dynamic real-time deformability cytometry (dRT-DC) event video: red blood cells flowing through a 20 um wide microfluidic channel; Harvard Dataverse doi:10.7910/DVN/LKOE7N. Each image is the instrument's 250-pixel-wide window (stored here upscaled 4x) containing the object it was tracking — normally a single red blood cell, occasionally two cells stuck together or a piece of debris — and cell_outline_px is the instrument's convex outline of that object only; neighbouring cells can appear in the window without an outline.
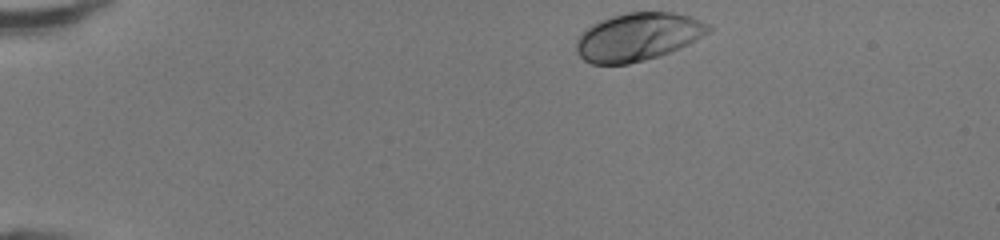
{"species": "human", "species_latin": "Homo sapiens", "temperature_condition": "room temperature", "stored_images_in_passage": 40, "camera_frame_rate_fps": 3000, "um_per_image_px": 0.085, "donor": {"sex": "female"}, "frame": {"image": 1, "passage_image": 1, "time_ms": 0.0, "image_size_px": [1000, 240], "cell_outline_px": [[712, 28], [708, 32], [696, 40], [680, 48], [660, 56], [628, 64], [592, 64], [584, 60], [576, 52], [576, 40], [592, 24], [600, 20], [612, 16], [628, 12], [672, 12], [688, 16], [700, 20], [708, 24]], "centroid_in_image_um": [54.22, 3.14], "position_along_channel_um": 30.8, "area_um2": 36.76}}
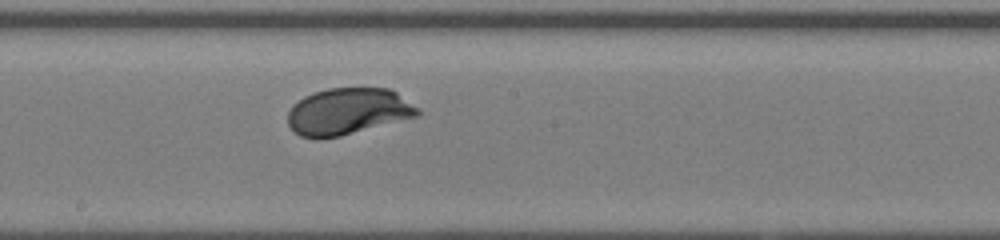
{"frame": {"image": 2, "passage_image": 20, "time_ms": 6.333, "image_size_px": [1000, 240], "cell_outline_px": [[420, 116], [340, 136], [320, 140], [316, 140], [300, 136], [288, 124], [288, 112], [292, 104], [304, 96], [328, 88], [388, 88], [396, 92], [420, 108]], "centroid_in_image_um": [29.58, 9.48], "position_along_channel_um": 218.6, "area_um2": 35.6}}
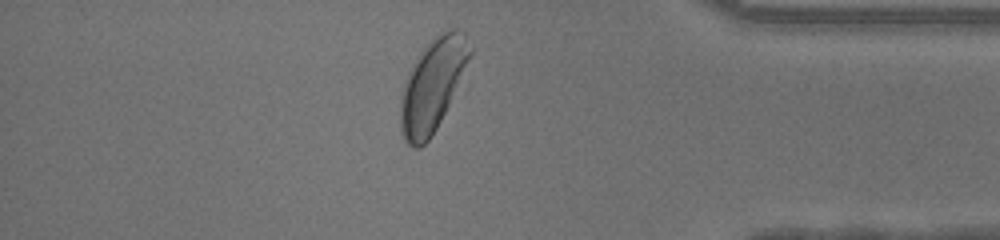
{"frame": {"image": 3, "passage_image": 34, "time_ms": 11.0, "image_size_px": [1000, 240], "cell_outline_px": [[472, 52], [460, 84], [432, 136], [420, 148], [412, 148], [404, 140], [400, 132], [400, 92], [404, 80], [416, 56], [444, 28], [460, 28], [464, 32], [472, 48]], "centroid_in_image_um": [36.76, 7.22], "position_along_channel_um": 398.4, "area_um2": 37.97}, "authors_computed_cell_mechanics": {"area_um2": 35.5759, "velocity_mm_per_s": 4.2792, "shape_relaxation_time_tau1_ms": 1.3506, "shape_relaxation_time_tau2_ms": null, "deformation_change_tau1": 0.101, "deformation_change_tau2": null}}